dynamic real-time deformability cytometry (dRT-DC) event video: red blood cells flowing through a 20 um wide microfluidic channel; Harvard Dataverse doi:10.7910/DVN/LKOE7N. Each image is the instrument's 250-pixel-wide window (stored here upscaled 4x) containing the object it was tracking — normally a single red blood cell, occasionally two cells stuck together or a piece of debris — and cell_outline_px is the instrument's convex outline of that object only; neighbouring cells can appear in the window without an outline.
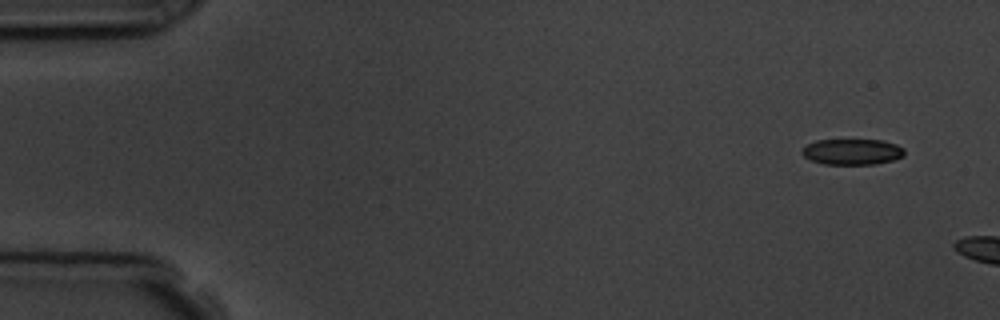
{"species": "common noctule bat (a hibernating species)", "species_latin": "Nyctalus noctula", "temperature_condition": "room temperature", "stored_images_in_passage": 2, "camera_frame_rate_fps": 3000, "um_per_image_px": 0.085, "animal": {"sex": "male", "body_mass_g": 19.5, "forearm_length_mm": 54.6}, "frame": {"image": 1, "passage_image": 1, "time_ms": 0.0, "image_size_px": [1000, 320], "cell_outline_px": [[904, 156], [892, 160], [876, 164], [824, 164], [812, 160], [804, 156], [800, 152], [808, 144], [816, 140], [884, 140], [896, 144], [904, 148]], "centroid_in_image_um": [72.46, 12.9], "position_along_channel_um": 12.5, "area_um2": 15.37}}